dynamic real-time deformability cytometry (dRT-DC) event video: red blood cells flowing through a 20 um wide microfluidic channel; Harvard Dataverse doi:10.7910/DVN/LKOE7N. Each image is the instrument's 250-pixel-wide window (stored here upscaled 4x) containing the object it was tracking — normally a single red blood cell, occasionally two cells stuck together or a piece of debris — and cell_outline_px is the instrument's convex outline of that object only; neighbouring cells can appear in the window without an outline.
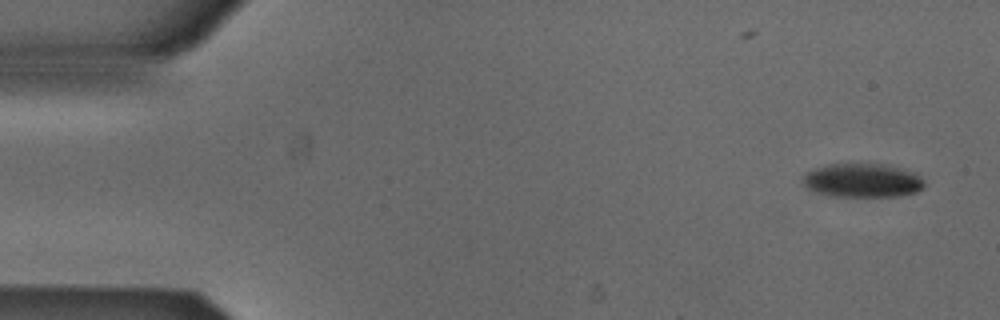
{"species": "Egyptian fruit bat (a non-hibernating species)", "species_latin": "Rousettus aegyptiacus", "temperature_condition": "cold", "stored_images_in_passage": 5, "camera_frame_rate_fps": 3000, "um_per_image_px": 0.085, "animal": {"sex": "male"}, "frame": {"image": 1, "passage_image": 1, "time_ms": 0.0, "image_size_px": [1000, 320], "cell_outline_px": [[924, 188], [916, 192], [900, 196], [828, 196], [816, 192], [808, 188], [804, 184], [804, 172], [812, 168], [824, 164], [888, 164], [904, 168], [916, 172], [924, 180]], "centroid_in_image_um": [73.33, 15.32], "position_along_channel_um": 11.7, "area_um2": 24.39}}
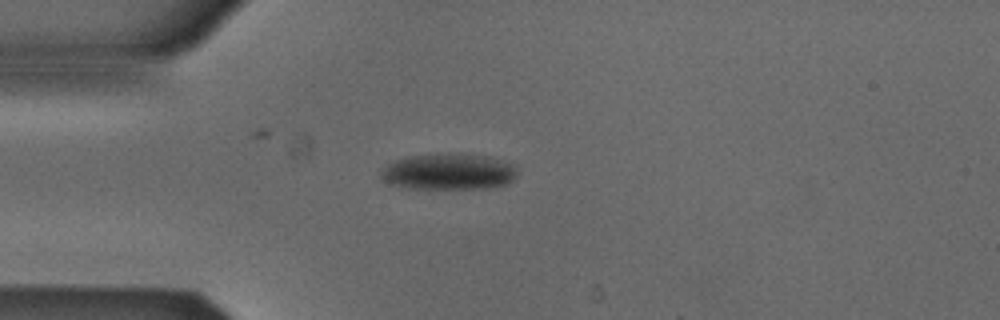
{"frame": {"image": 2, "passage_image": 4, "time_ms": 1.0, "image_size_px": [1000, 320], "cell_outline_px": [[516, 176], [508, 184], [488, 188], [408, 188], [388, 184], [380, 176], [380, 168], [404, 156], [448, 152], [488, 156], [512, 164], [516, 168]], "centroid_in_image_um": [38.09, 14.58], "position_along_channel_um": 46.9, "area_um2": 29.13}}